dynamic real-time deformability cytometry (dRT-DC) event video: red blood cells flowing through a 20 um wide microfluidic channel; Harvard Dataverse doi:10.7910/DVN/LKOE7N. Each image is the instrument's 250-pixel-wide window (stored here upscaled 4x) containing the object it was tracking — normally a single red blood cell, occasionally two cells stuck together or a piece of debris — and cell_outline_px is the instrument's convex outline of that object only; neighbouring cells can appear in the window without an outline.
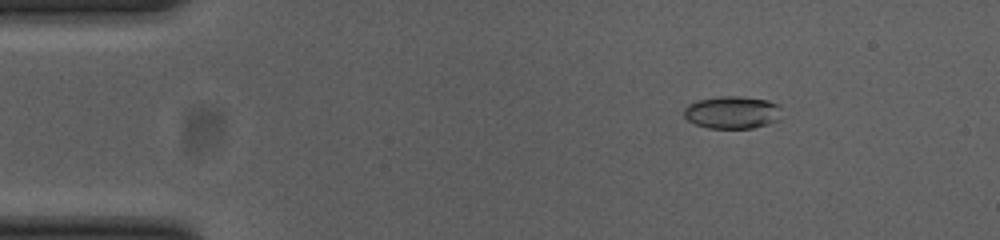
{"species": "common noctule bat (a hibernating species)", "species_latin": "Nyctalus noctula", "temperature_condition": "cold", "stored_images_in_passage": 55, "camera_frame_rate_fps": 3000, "um_per_image_px": 0.085, "animal": {"sex": "female", "body_mass_g": 23.0, "forearm_length_mm": 53.4}, "frame": {"image": 1, "passage_image": 8, "time_ms": 2.333, "image_size_px": [1000, 240], "cell_outline_px": [[780, 120], [768, 124], [752, 128], [708, 128], [696, 124], [688, 120], [684, 116], [684, 108], [688, 104], [696, 100], [720, 96], [740, 96], [768, 100], [780, 104]], "centroid_in_image_um": [62.25, 9.54], "position_along_channel_um": 22.7, "area_um2": 18.73}}
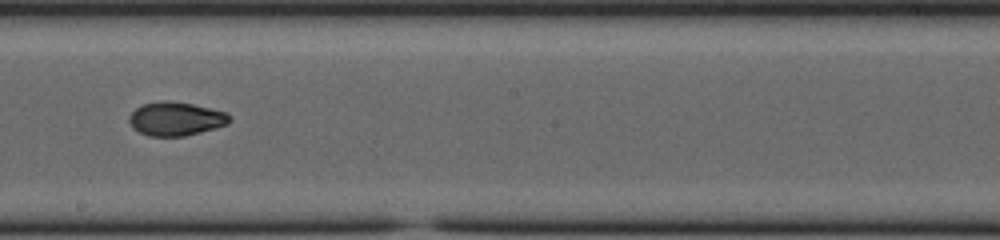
{"frame": {"image": 2, "passage_image": 31, "time_ms": 10.0, "image_size_px": [1000, 240], "cell_outline_px": [[232, 120], [228, 124], [200, 132], [184, 136], [148, 136], [140, 132], [128, 120], [128, 116], [136, 108], [144, 104], [160, 100], [168, 100], [192, 104], [228, 112], [232, 116]], "centroid_in_image_um": [14.99, 10.09], "position_along_channel_um": 233.2, "area_um2": 19.71}}
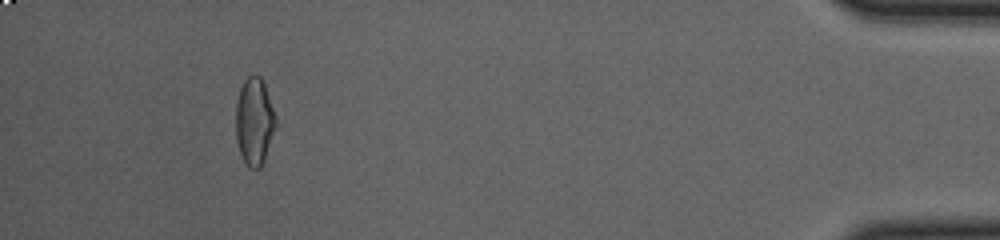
{"frame": {"image": 3, "passage_image": 51, "time_ms": 16.667, "image_size_px": [1000, 240], "cell_outline_px": [[276, 124], [264, 160], [260, 168], [248, 168], [240, 152], [236, 140], [236, 100], [240, 88], [244, 80], [248, 76], [260, 76], [264, 84], [276, 116]], "centroid_in_image_um": [21.6, 10.32], "position_along_channel_um": 413.6, "area_um2": 20.11}, "authors_computed_cell_mechanics": {"area_um2": 19.652, "velocity_mm_per_s": 3.7218, "shape_relaxation_time_tau1_ms": 10.5876, "shape_relaxation_time_tau2_ms": 1.4802, "deformation_change_tau1": 0.2653, "deformation_change_tau2": 0.0477}}